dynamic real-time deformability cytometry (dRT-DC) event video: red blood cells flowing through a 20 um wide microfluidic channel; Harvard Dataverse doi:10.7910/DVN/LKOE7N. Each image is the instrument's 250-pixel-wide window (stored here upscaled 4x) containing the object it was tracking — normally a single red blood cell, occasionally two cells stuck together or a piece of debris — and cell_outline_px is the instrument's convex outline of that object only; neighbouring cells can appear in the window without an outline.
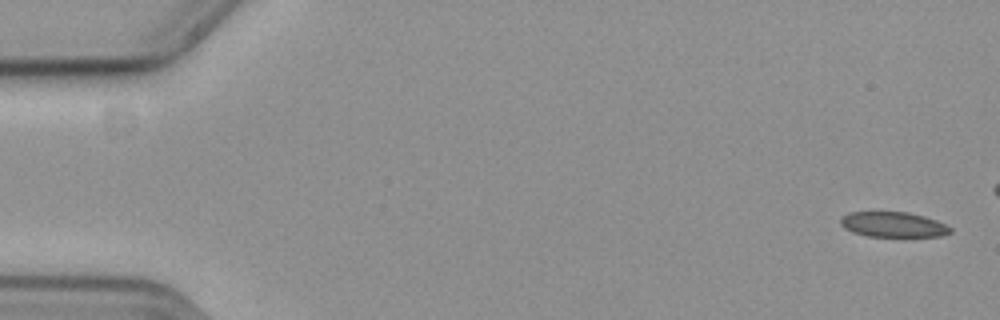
{"species": "common noctule bat (a hibernating species)", "species_latin": "Nyctalus noctula", "temperature_condition": "cold", "stored_images_in_passage": 50, "camera_frame_rate_fps": 3000, "um_per_image_px": 0.085, "animal": {"sex": "female", "body_mass_g": 19.3, "forearm_length_mm": 54.1}, "frame": {"image": 1, "passage_image": 1, "time_ms": 0.0, "image_size_px": [1000, 320], "cell_outline_px": [[952, 232], [940, 236], [904, 240], [868, 236], [852, 232], [844, 228], [840, 224], [840, 216], [848, 212], [908, 212], [924, 216], [936, 220], [952, 228]], "centroid_in_image_um": [75.94, 19.14], "position_along_channel_um": 9.1, "area_um2": 17.17}}
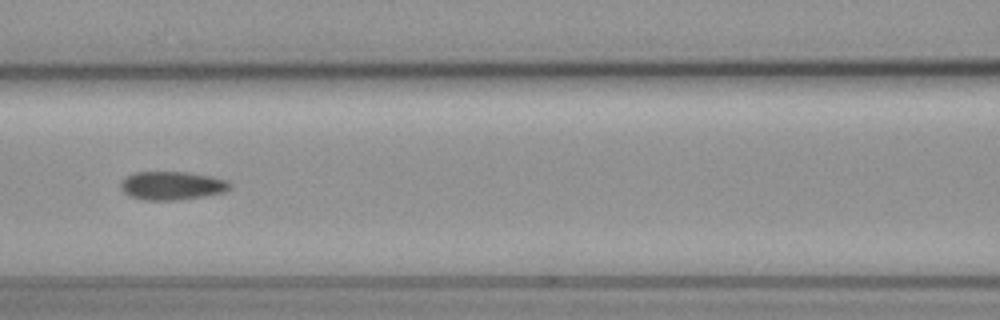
{"frame": {"image": 2, "passage_image": 25, "time_ms": 8.0, "image_size_px": [1000, 320], "cell_outline_px": [[232, 188], [224, 192], [204, 196], [180, 200], [144, 200], [128, 196], [120, 188], [120, 184], [132, 172], [188, 172], [228, 180], [232, 184]], "centroid_in_image_um": [14.63, 15.78], "position_along_channel_um": 152.0, "area_um2": 18.21}}
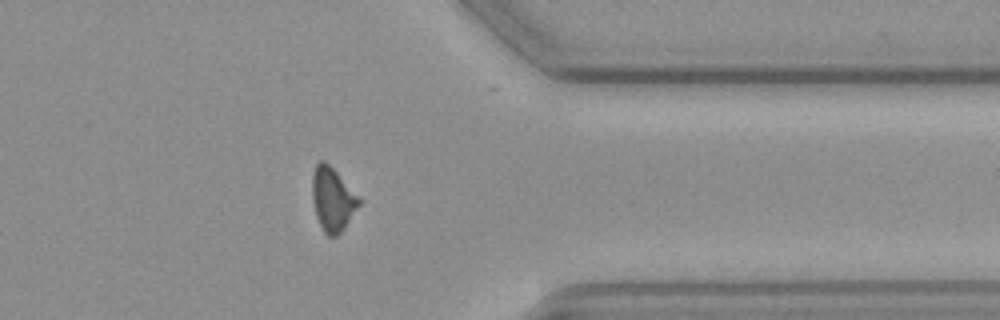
{"frame": {"image": 3, "passage_image": 45, "time_ms": 14.667, "image_size_px": [1000, 320], "cell_outline_px": [[360, 204], [344, 228], [336, 236], [328, 236], [324, 232], [316, 216], [312, 200], [312, 176], [316, 164], [320, 160], [324, 160], [336, 172], [360, 200]], "centroid_in_image_um": [28.23, 16.95], "position_along_channel_um": 383.2, "area_um2": 16.88}}